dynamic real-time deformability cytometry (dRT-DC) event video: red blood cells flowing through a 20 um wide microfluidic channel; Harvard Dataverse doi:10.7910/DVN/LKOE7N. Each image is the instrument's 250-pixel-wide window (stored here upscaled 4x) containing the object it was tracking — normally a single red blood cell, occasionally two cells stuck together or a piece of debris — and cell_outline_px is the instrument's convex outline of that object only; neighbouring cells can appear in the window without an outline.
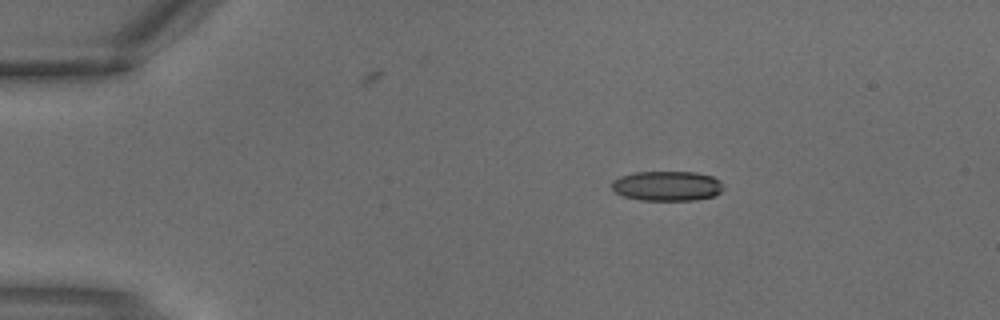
{"species": "common noctule bat (a hibernating species)", "species_latin": "Nyctalus noctula", "temperature_condition": "warm", "stored_images_in_passage": 2, "camera_frame_rate_fps": 3000, "um_per_image_px": 0.085, "animal": {"sex": "male", "body_mass_g": 18.8}, "frame": {"image": 1, "passage_image": 1, "time_ms": 0.0, "image_size_px": [1000, 320], "cell_outline_px": [[724, 188], [716, 196], [696, 200], [640, 200], [624, 196], [616, 192], [612, 188], [612, 180], [620, 176], [636, 172], [696, 172], [712, 176], [720, 180], [724, 184]], "centroid_in_image_um": [56.74, 15.8], "position_along_channel_um": 28.3, "area_um2": 19.59}}